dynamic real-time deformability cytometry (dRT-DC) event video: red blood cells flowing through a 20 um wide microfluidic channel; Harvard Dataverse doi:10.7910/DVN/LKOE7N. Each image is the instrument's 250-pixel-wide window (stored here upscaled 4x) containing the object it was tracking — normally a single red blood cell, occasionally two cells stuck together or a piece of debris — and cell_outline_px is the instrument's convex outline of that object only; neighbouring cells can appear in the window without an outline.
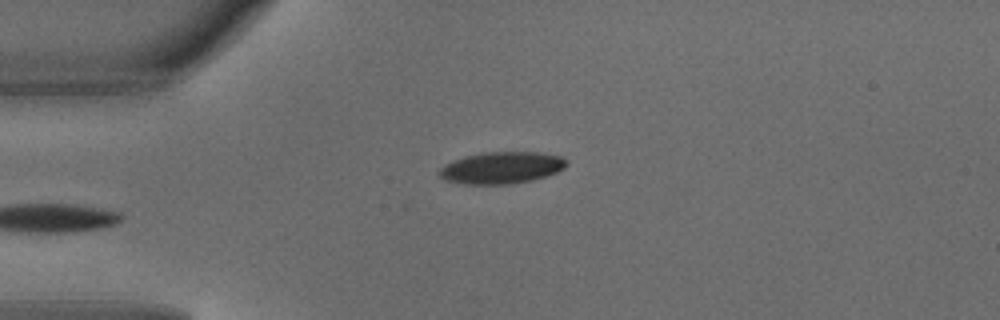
{"species": "common noctule bat (a hibernating species)", "species_latin": "Nyctalus noctula", "temperature_condition": "warm", "stored_images_in_passage": 4, "camera_frame_rate_fps": 3000, "um_per_image_px": 0.085, "animal": {"sex": "male", "body_mass_g": 18.8}, "frame": {"image": 1, "passage_image": 4, "time_ms": 1.0, "image_size_px": [1000, 320], "cell_outline_px": [[568, 164], [564, 168], [556, 172], [532, 180], [512, 184], [464, 184], [448, 180], [440, 176], [436, 172], [440, 168], [464, 156], [484, 152], [540, 152], [560, 156], [568, 160]], "centroid_in_image_um": [42.66, 14.25], "position_along_channel_um": 42.3, "area_um2": 23.47}}